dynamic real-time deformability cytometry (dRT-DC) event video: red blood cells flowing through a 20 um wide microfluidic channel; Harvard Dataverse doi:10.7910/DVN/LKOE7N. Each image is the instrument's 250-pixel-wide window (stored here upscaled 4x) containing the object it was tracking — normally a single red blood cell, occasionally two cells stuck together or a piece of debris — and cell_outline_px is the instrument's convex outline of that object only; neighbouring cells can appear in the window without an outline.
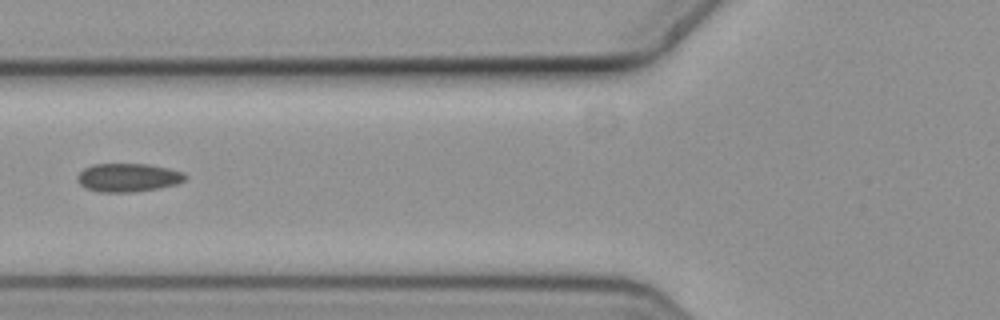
{"species": "common noctule bat (a hibernating species)", "species_latin": "Nyctalus noctula", "temperature_condition": "cold", "stored_images_in_passage": 8, "camera_frame_rate_fps": 3000, "um_per_image_px": 0.085, "animal": {"sex": "female", "body_mass_g": 19.3, "forearm_length_mm": 54.1}, "frame": {"image": 1, "passage_image": 5, "time_ms": 1.333, "image_size_px": [1000, 320], "cell_outline_px": [[188, 176], [184, 180], [176, 184], [160, 188], [132, 192], [100, 192], [84, 188], [80, 184], [76, 176], [84, 168], [92, 164], [148, 164], [168, 168], [184, 172]], "centroid_in_image_um": [10.88, 15.09], "position_along_channel_um": 114.9, "area_um2": 17.98}}
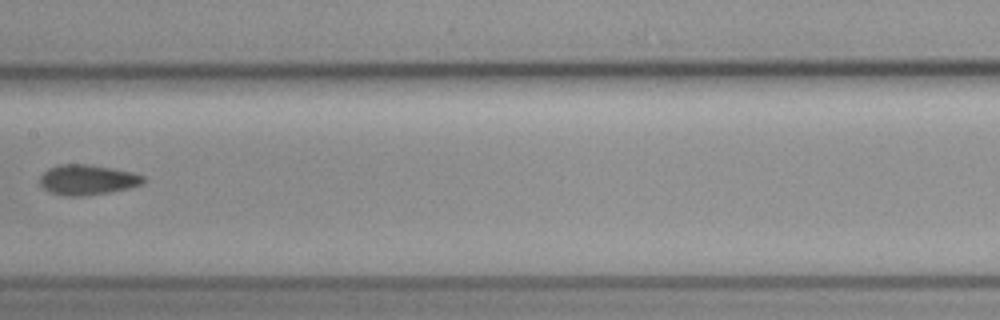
{"frame": {"image": 2, "passage_image": 7, "time_ms": 2.0, "image_size_px": [1000, 320], "cell_outline_px": [[148, 180], [144, 184], [128, 188], [108, 192], [84, 196], [64, 196], [52, 192], [44, 188], [40, 184], [40, 176], [48, 168], [56, 164], [88, 164], [112, 168], [132, 172], [144, 176]], "centroid_in_image_um": [7.45, 15.27], "position_along_channel_um": 199.9, "area_um2": 18.32}}
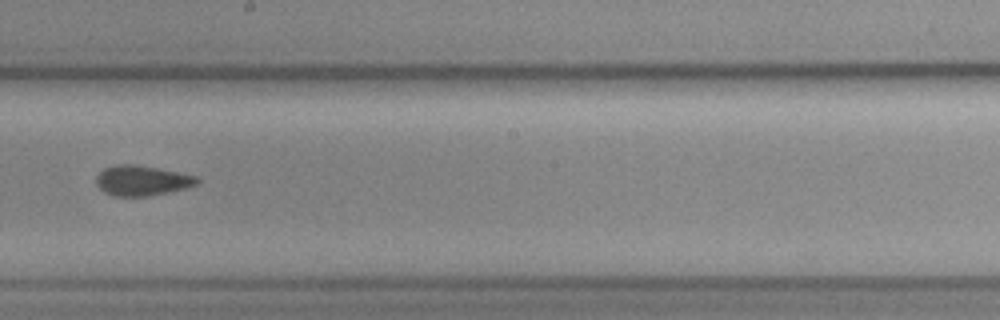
{"frame": {"image": 3, "passage_image": 8, "time_ms": 2.333, "image_size_px": [1000, 320], "cell_outline_px": [[200, 180], [196, 184], [184, 188], [168, 192], [148, 196], [112, 196], [104, 192], [96, 184], [96, 176], [104, 168], [116, 164], [136, 164], [196, 176]], "centroid_in_image_um": [12.01, 15.35], "position_along_channel_um": 236.2, "area_um2": 17.57}}